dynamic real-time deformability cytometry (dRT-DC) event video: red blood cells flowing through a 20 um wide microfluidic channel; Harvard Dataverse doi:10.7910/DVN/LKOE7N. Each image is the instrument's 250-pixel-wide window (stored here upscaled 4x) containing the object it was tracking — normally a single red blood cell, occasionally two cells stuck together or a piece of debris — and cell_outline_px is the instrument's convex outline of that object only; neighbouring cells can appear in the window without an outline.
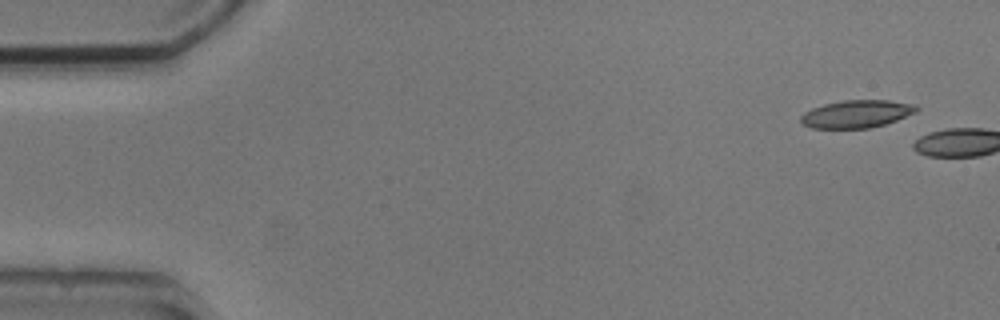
{"species": "common noctule bat (a hibernating species)", "species_latin": "Nyctalus noctula", "temperature_condition": "cold", "stored_images_in_passage": 2, "camera_frame_rate_fps": 3000, "um_per_image_px": 0.085, "animal": {"sex": "male", "body_mass_g": 20.5, "forearm_length_mm": 52.5}, "frame": {"image": 1, "passage_image": 1, "time_ms": 0.0, "image_size_px": [1000, 320], "cell_outline_px": [[920, 108], [916, 112], [896, 120], [884, 124], [868, 128], [812, 128], [804, 124], [800, 120], [800, 116], [804, 112], [812, 108], [824, 104], [844, 100], [888, 100], [916, 104]], "centroid_in_image_um": [72.82, 9.67], "position_along_channel_um": 12.2, "area_um2": 18.61}}